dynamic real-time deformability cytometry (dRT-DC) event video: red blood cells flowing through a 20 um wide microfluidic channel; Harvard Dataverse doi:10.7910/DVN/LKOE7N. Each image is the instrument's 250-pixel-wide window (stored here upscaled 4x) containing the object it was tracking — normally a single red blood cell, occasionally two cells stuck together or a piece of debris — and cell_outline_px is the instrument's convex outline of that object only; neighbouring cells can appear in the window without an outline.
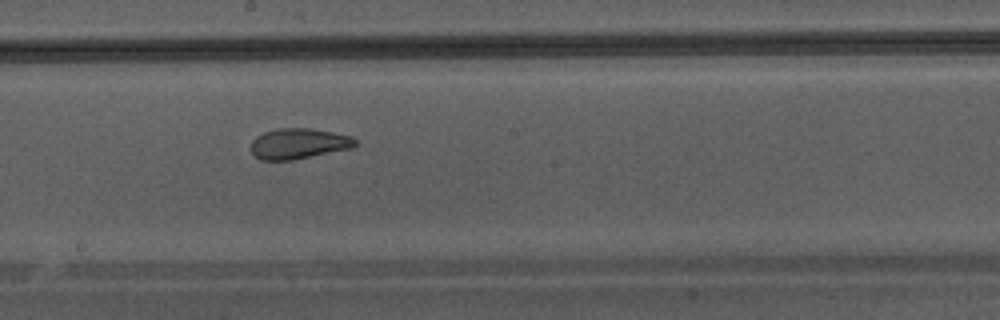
{"species": "Egyptian fruit bat (a non-hibernating species)", "species_latin": "Rousettus aegyptiacus", "temperature_condition": "warm", "stored_images_in_passage": 20, "camera_frame_rate_fps": 3000, "um_per_image_px": 0.085, "animal": {"sex": "male"}, "frame": {"image": 1, "passage_image": 11, "time_ms": 3.333, "image_size_px": [1000, 320], "cell_outline_px": [[356, 144], [352, 148], [292, 160], [260, 160], [252, 152], [252, 140], [256, 136], [264, 132], [280, 128], [312, 128], [352, 136], [356, 140]], "centroid_in_image_um": [25.39, 12.2], "position_along_channel_um": 222.8, "area_um2": 18.5}}